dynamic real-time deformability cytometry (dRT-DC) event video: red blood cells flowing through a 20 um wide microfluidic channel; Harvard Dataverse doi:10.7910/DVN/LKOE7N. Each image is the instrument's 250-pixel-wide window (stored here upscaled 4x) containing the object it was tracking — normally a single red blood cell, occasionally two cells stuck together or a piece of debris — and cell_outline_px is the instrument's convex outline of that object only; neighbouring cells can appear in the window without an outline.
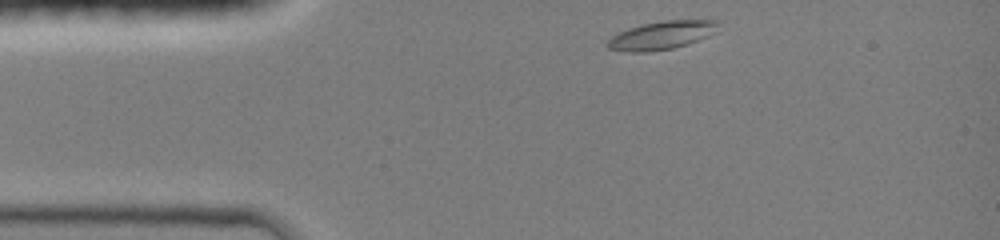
{"species": "common noctule bat (a hibernating species)", "species_latin": "Nyctalus noctula", "temperature_condition": "room temperature", "stored_images_in_passage": 34, "camera_frame_rate_fps": 3000, "um_per_image_px": 0.085, "animal": {"sex": "female", "body_mass_g": 19.0, "forearm_length_mm": 51.5}, "frame": {"image": 1, "passage_image": 1, "time_ms": 0.0, "image_size_px": [1000, 240], "cell_outline_px": [[720, 20], [716, 32], [708, 36], [672, 48], [648, 52], [624, 52], [608, 48], [604, 44], [612, 36], [628, 28], [644, 24], [664, 20]], "centroid_in_image_um": [56.21, 3.0], "position_along_channel_um": 28.8, "area_um2": 18.15}}
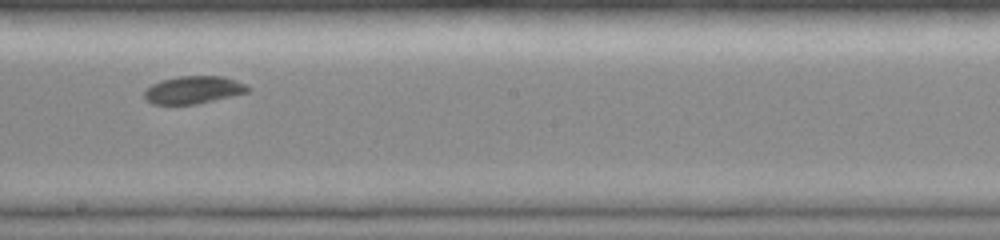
{"frame": {"image": 2, "passage_image": 19, "time_ms": 6.0, "image_size_px": [1000, 240], "cell_outline_px": [[252, 88], [248, 92], [232, 96], [196, 104], [152, 104], [144, 96], [144, 92], [152, 84], [160, 80], [176, 76], [224, 76], [236, 80]], "centroid_in_image_um": [16.45, 7.63], "position_along_channel_um": 231.7, "area_um2": 16.65}}
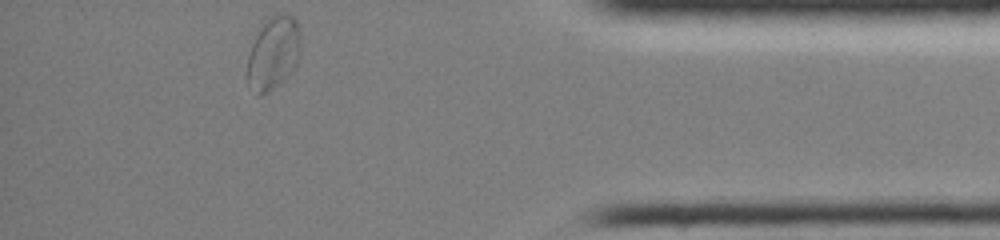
{"frame": {"image": 3, "passage_image": 34, "time_ms": 11.0, "image_size_px": [1000, 240], "cell_outline_px": [[300, 56], [296, 64], [272, 88], [260, 96], [256, 96], [248, 84], [248, 56], [252, 44], [256, 36], [264, 24], [276, 12], [292, 16], [296, 20], [300, 32]], "centroid_in_image_um": [23.24, 4.49], "position_along_channel_um": 412.0, "area_um2": 22.08}, "authors_computed_cell_mechanics": {"area_um2": 17.2822, "velocity_mm_per_s": 4.0985, "shape_relaxation_time_tau1_ms": 2.5556, "shape_relaxation_time_tau2_ms": null, "deformation_change_tau1": 0.0908, "deformation_change_tau2": null}}